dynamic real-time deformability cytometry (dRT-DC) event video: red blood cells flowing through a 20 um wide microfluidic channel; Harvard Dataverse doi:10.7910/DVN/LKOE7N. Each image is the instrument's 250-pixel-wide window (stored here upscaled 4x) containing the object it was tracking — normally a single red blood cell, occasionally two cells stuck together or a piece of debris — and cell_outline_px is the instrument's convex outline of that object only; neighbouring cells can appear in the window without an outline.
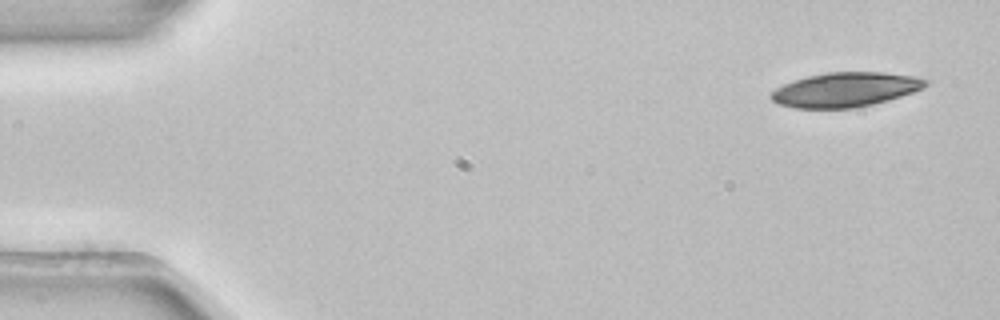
{"species": "common noctule bat (a hibernating species)", "species_latin": "Nyctalus noctula", "temperature_condition": "room temperature", "stored_images_in_passage": 4, "camera_frame_rate_fps": 3000, "um_per_image_px": 0.085, "animal": {"sex": "female", "body_mass_g": 22.7, "forearm_length_mm": 54.2}, "frame": {"image": 1, "passage_image": 1, "time_ms": 0.0, "image_size_px": [1000, 320], "cell_outline_px": [[928, 84], [924, 88], [888, 100], [872, 104], [852, 108], [796, 108], [776, 104], [768, 96], [776, 88], [784, 84], [808, 76], [828, 72], [884, 72], [916, 76], [928, 80]], "centroid_in_image_um": [71.86, 7.62], "position_along_channel_um": 13.1, "area_um2": 30.98}}